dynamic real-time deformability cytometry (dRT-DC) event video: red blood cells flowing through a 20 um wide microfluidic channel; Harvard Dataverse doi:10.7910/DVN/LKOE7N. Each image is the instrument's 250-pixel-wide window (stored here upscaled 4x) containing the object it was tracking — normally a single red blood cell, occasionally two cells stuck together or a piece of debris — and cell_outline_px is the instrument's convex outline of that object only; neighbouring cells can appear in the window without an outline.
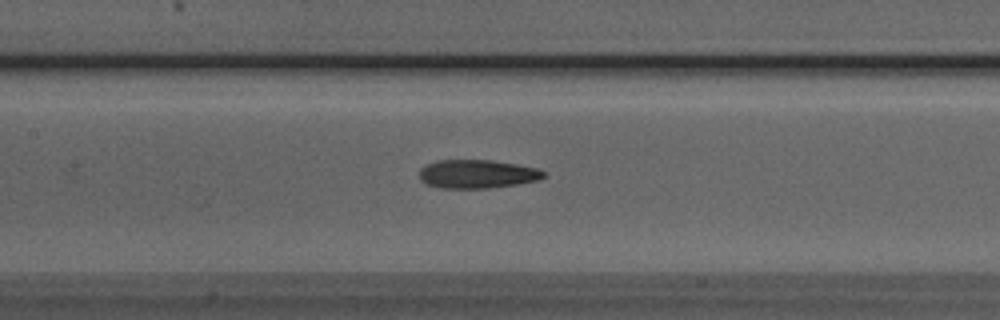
{"species": "Egyptian fruit bat (a non-hibernating species)", "species_latin": "Rousettus aegyptiacus", "temperature_condition": "room temperature", "stored_images_in_passage": 27, "camera_frame_rate_fps": 3000, "um_per_image_px": 0.085, "animal": {"sex": "male"}, "frame": {"image": 1, "passage_image": 9, "time_ms": 2.667, "image_size_px": [1000, 320], "cell_outline_px": [[548, 176], [540, 180], [516, 184], [488, 188], [440, 188], [424, 184], [420, 180], [420, 168], [424, 164], [436, 160], [492, 160], [516, 164], [536, 168], [548, 172]], "centroid_in_image_um": [40.56, 14.79], "position_along_channel_um": 166.8, "area_um2": 21.04}}
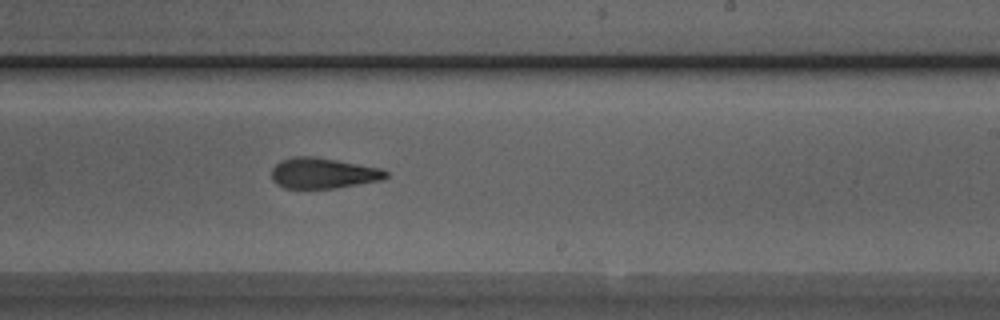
{"frame": {"image": 2, "passage_image": 16, "time_ms": 5.0, "image_size_px": [1000, 320], "cell_outline_px": [[388, 176], [384, 180], [336, 188], [284, 188], [276, 184], [272, 180], [272, 168], [280, 160], [292, 156], [316, 156], [380, 168], [388, 172]], "centroid_in_image_um": [27.46, 14.71], "position_along_channel_um": 261.5, "area_um2": 20.63}}
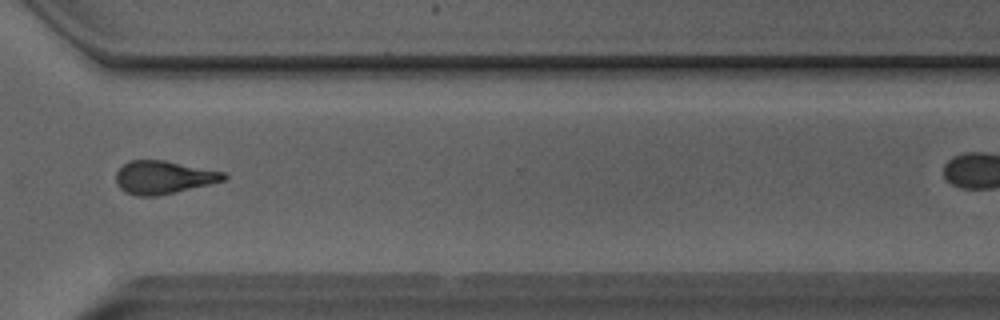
{"frame": {"image": 3, "passage_image": 23, "time_ms": 7.333, "image_size_px": [1000, 320], "cell_outline_px": [[228, 176], [224, 180], [208, 184], [156, 196], [136, 196], [124, 192], [116, 184], [116, 172], [128, 160], [164, 160], [224, 172]], "centroid_in_image_um": [13.84, 15.07], "position_along_channel_um": 356.8, "area_um2": 20.58}}